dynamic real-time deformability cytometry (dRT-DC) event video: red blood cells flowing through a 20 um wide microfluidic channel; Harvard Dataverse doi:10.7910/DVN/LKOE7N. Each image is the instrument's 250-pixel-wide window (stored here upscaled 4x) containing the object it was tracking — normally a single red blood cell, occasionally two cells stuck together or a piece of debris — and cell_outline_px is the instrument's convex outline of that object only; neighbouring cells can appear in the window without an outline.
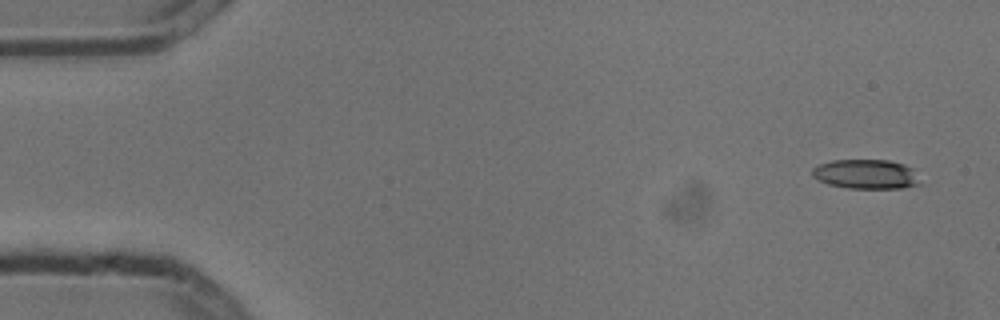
{"species": "common noctule bat (a hibernating species)", "species_latin": "Nyctalus noctula", "temperature_condition": "cold", "stored_images_in_passage": 8, "camera_frame_rate_fps": 3000, "um_per_image_px": 0.085, "animal": {"sex": "male", "body_mass_g": 13.3}, "frame": {"image": 1, "passage_image": 1, "time_ms": 0.0, "image_size_px": [1000, 320], "cell_outline_px": [[924, 184], [904, 188], [848, 188], [828, 184], [812, 176], [812, 168], [820, 164], [832, 160], [888, 160], [904, 164], [912, 168]], "centroid_in_image_um": [73.67, 14.81], "position_along_channel_um": 11.3, "area_um2": 18.67}}
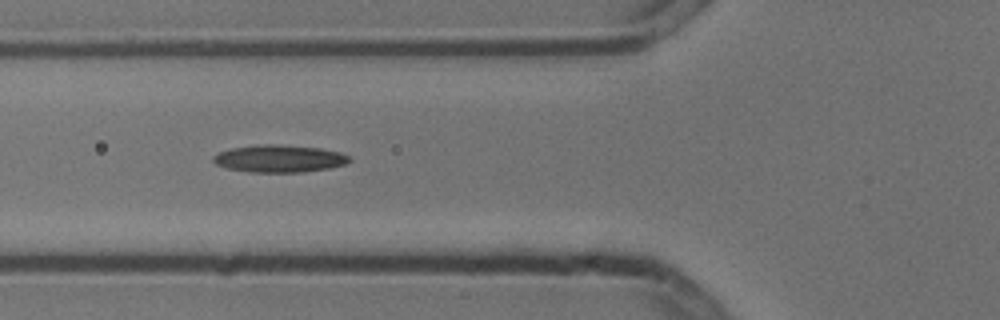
{"frame": {"image": 2, "passage_image": 6, "time_ms": 1.667, "image_size_px": [1000, 320], "cell_outline_px": [[352, 160], [344, 164], [328, 168], [304, 172], [252, 172], [228, 168], [216, 164], [212, 160], [212, 156], [220, 152], [232, 148], [256, 144], [276, 144], [320, 148], [340, 152], [348, 156]], "centroid_in_image_um": [23.73, 13.47], "position_along_channel_um": 102.1, "area_um2": 21.62}}
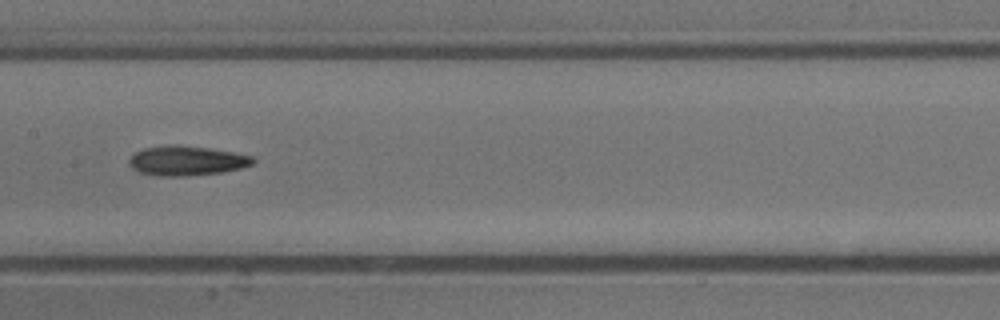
{"frame": {"image": 3, "passage_image": 8, "time_ms": 2.333, "image_size_px": [1000, 320], "cell_outline_px": [[256, 160], [252, 164], [240, 168], [220, 172], [188, 176], [156, 176], [140, 172], [132, 168], [128, 164], [128, 160], [136, 152], [144, 148], [168, 144], [176, 144], [208, 148], [232, 152], [252, 156]], "centroid_in_image_um": [15.83, 13.66], "position_along_channel_um": 191.6, "area_um2": 21.39}}